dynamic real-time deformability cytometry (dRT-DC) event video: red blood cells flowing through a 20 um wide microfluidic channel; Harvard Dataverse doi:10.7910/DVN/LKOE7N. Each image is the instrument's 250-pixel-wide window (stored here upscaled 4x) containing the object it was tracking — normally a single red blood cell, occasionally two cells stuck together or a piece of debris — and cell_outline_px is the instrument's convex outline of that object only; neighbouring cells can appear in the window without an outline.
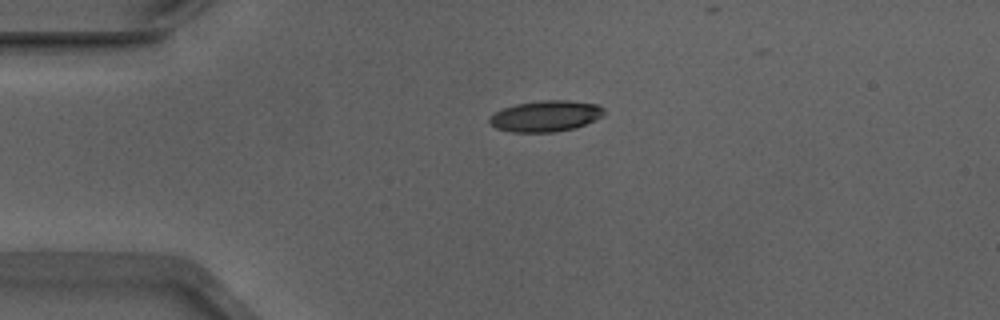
{"species": "Egyptian fruit bat (a non-hibernating species)", "species_latin": "Rousettus aegyptiacus", "temperature_condition": "warm", "stored_images_in_passage": 34, "camera_frame_rate_fps": 3000, "um_per_image_px": 0.085, "animal": {"sex": "male"}, "frame": {"image": 1, "passage_image": 1, "time_ms": 0.0, "image_size_px": [1000, 320], "cell_outline_px": [[604, 116], [576, 128], [552, 132], [512, 132], [496, 128], [488, 120], [496, 112], [504, 108], [516, 104], [544, 100], [568, 100], [600, 104], [604, 108]], "centroid_in_image_um": [46.44, 9.86], "position_along_channel_um": 38.6, "area_um2": 20.69}}
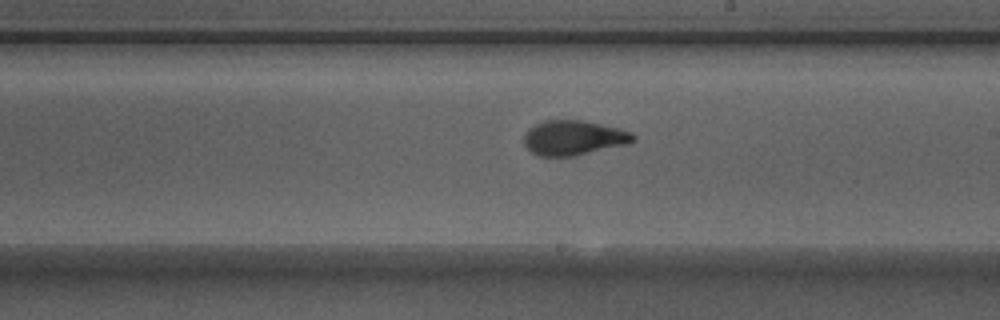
{"frame": {"image": 2, "passage_image": 19, "time_ms": 6.0, "image_size_px": [1000, 320], "cell_outline_px": [[636, 140], [628, 144], [576, 156], [540, 156], [532, 152], [524, 144], [524, 136], [528, 128], [544, 120], [584, 120], [620, 128], [632, 132], [636, 136]], "centroid_in_image_um": [48.8, 11.71], "position_along_channel_um": 240.2, "area_um2": 22.37}}
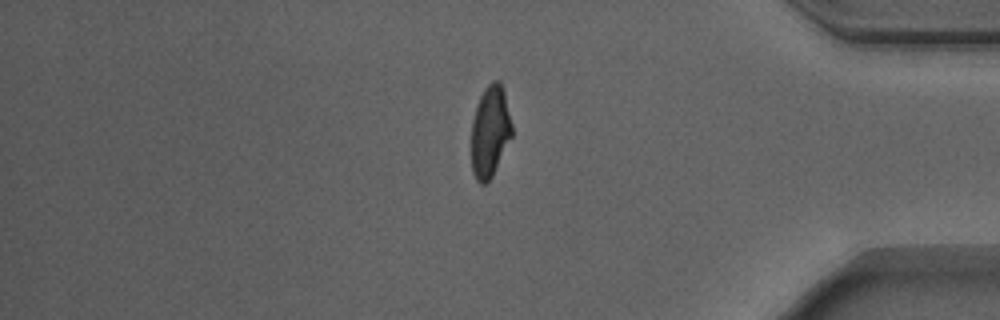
{"frame": {"image": 3, "passage_image": 33, "time_ms": 10.667, "image_size_px": [1000, 320], "cell_outline_px": [[512, 136], [488, 184], [480, 184], [476, 180], [472, 172], [472, 120], [476, 104], [484, 88], [492, 80], [500, 80], [504, 88], [512, 124]], "centroid_in_image_um": [41.66, 11.15], "position_along_channel_um": 393.5, "area_um2": 21.91}}